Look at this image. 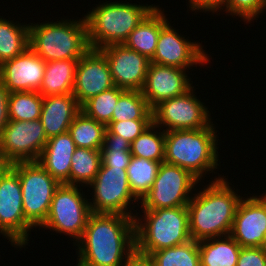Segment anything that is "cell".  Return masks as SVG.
Here are the masks:
<instances>
[{"label":"cell","mask_w":266,"mask_h":266,"mask_svg":"<svg viewBox=\"0 0 266 266\" xmlns=\"http://www.w3.org/2000/svg\"><path fill=\"white\" fill-rule=\"evenodd\" d=\"M135 216L92 213L80 240L81 266H124L135 254Z\"/></svg>","instance_id":"6da1fadb"},{"label":"cell","mask_w":266,"mask_h":266,"mask_svg":"<svg viewBox=\"0 0 266 266\" xmlns=\"http://www.w3.org/2000/svg\"><path fill=\"white\" fill-rule=\"evenodd\" d=\"M219 176L187 204L191 239L200 241L230 235L241 197Z\"/></svg>","instance_id":"7a4b0ae2"},{"label":"cell","mask_w":266,"mask_h":266,"mask_svg":"<svg viewBox=\"0 0 266 266\" xmlns=\"http://www.w3.org/2000/svg\"><path fill=\"white\" fill-rule=\"evenodd\" d=\"M213 125L202 129L166 131L164 162L189 171L199 181L217 169L219 139Z\"/></svg>","instance_id":"3957f363"},{"label":"cell","mask_w":266,"mask_h":266,"mask_svg":"<svg viewBox=\"0 0 266 266\" xmlns=\"http://www.w3.org/2000/svg\"><path fill=\"white\" fill-rule=\"evenodd\" d=\"M142 213L144 217L142 215L141 219L138 213L134 217L135 253L148 257L157 250L192 240L187 206L144 210Z\"/></svg>","instance_id":"277c9868"},{"label":"cell","mask_w":266,"mask_h":266,"mask_svg":"<svg viewBox=\"0 0 266 266\" xmlns=\"http://www.w3.org/2000/svg\"><path fill=\"white\" fill-rule=\"evenodd\" d=\"M153 4L105 2L84 15L90 48L101 49L112 44H123L129 34L155 8Z\"/></svg>","instance_id":"5b68a950"},{"label":"cell","mask_w":266,"mask_h":266,"mask_svg":"<svg viewBox=\"0 0 266 266\" xmlns=\"http://www.w3.org/2000/svg\"><path fill=\"white\" fill-rule=\"evenodd\" d=\"M29 48L46 62L79 60L90 49L85 18L29 24Z\"/></svg>","instance_id":"8992f818"},{"label":"cell","mask_w":266,"mask_h":266,"mask_svg":"<svg viewBox=\"0 0 266 266\" xmlns=\"http://www.w3.org/2000/svg\"><path fill=\"white\" fill-rule=\"evenodd\" d=\"M12 168L17 172L21 190L25 219L34 227L45 222L60 183L53 178L38 161L16 162Z\"/></svg>","instance_id":"52a82bcc"},{"label":"cell","mask_w":266,"mask_h":266,"mask_svg":"<svg viewBox=\"0 0 266 266\" xmlns=\"http://www.w3.org/2000/svg\"><path fill=\"white\" fill-rule=\"evenodd\" d=\"M79 185L60 184L51 201L45 222L40 226L57 233H63L78 242L83 235L91 212V207Z\"/></svg>","instance_id":"ba28073f"},{"label":"cell","mask_w":266,"mask_h":266,"mask_svg":"<svg viewBox=\"0 0 266 266\" xmlns=\"http://www.w3.org/2000/svg\"><path fill=\"white\" fill-rule=\"evenodd\" d=\"M199 180L189 171L177 166L162 162L153 186L139 202L141 209L154 210L187 206ZM190 194V195H189Z\"/></svg>","instance_id":"9c48e42d"},{"label":"cell","mask_w":266,"mask_h":266,"mask_svg":"<svg viewBox=\"0 0 266 266\" xmlns=\"http://www.w3.org/2000/svg\"><path fill=\"white\" fill-rule=\"evenodd\" d=\"M126 169L107 167L101 162L95 179L88 185L94 190V195L90 199L93 203L89 202L92 213L136 216L128 210L131 201L139 200L130 190Z\"/></svg>","instance_id":"30bf717a"},{"label":"cell","mask_w":266,"mask_h":266,"mask_svg":"<svg viewBox=\"0 0 266 266\" xmlns=\"http://www.w3.org/2000/svg\"><path fill=\"white\" fill-rule=\"evenodd\" d=\"M32 228L25 219L19 176L11 168L0 178V234L11 246L23 248L28 244Z\"/></svg>","instance_id":"8fae6325"},{"label":"cell","mask_w":266,"mask_h":266,"mask_svg":"<svg viewBox=\"0 0 266 266\" xmlns=\"http://www.w3.org/2000/svg\"><path fill=\"white\" fill-rule=\"evenodd\" d=\"M194 86L185 94L164 100L152 109L153 123L169 130L202 129L210 126L209 110L194 94Z\"/></svg>","instance_id":"7c38bea8"},{"label":"cell","mask_w":266,"mask_h":266,"mask_svg":"<svg viewBox=\"0 0 266 266\" xmlns=\"http://www.w3.org/2000/svg\"><path fill=\"white\" fill-rule=\"evenodd\" d=\"M47 140L40 119L9 120L0 134L2 150L12 163L38 161Z\"/></svg>","instance_id":"4fadbf2b"},{"label":"cell","mask_w":266,"mask_h":266,"mask_svg":"<svg viewBox=\"0 0 266 266\" xmlns=\"http://www.w3.org/2000/svg\"><path fill=\"white\" fill-rule=\"evenodd\" d=\"M169 24L168 21L160 30L156 51L150 59L151 63L191 69L193 65L203 66L210 61L200 42L198 44L185 39Z\"/></svg>","instance_id":"5bb4252c"},{"label":"cell","mask_w":266,"mask_h":266,"mask_svg":"<svg viewBox=\"0 0 266 266\" xmlns=\"http://www.w3.org/2000/svg\"><path fill=\"white\" fill-rule=\"evenodd\" d=\"M114 86L105 54L100 49L90 48L78 60L76 67L72 93L79 105Z\"/></svg>","instance_id":"9a60e30c"},{"label":"cell","mask_w":266,"mask_h":266,"mask_svg":"<svg viewBox=\"0 0 266 266\" xmlns=\"http://www.w3.org/2000/svg\"><path fill=\"white\" fill-rule=\"evenodd\" d=\"M230 236L241 247H264L266 243V192L241 199Z\"/></svg>","instance_id":"2e32d148"},{"label":"cell","mask_w":266,"mask_h":266,"mask_svg":"<svg viewBox=\"0 0 266 266\" xmlns=\"http://www.w3.org/2000/svg\"><path fill=\"white\" fill-rule=\"evenodd\" d=\"M107 59L116 87L141 91L150 60L123 44H112L100 49Z\"/></svg>","instance_id":"e0dca14e"},{"label":"cell","mask_w":266,"mask_h":266,"mask_svg":"<svg viewBox=\"0 0 266 266\" xmlns=\"http://www.w3.org/2000/svg\"><path fill=\"white\" fill-rule=\"evenodd\" d=\"M186 71L150 62L141 92L151 109L164 100L185 94L193 87Z\"/></svg>","instance_id":"ac0fdd59"},{"label":"cell","mask_w":266,"mask_h":266,"mask_svg":"<svg viewBox=\"0 0 266 266\" xmlns=\"http://www.w3.org/2000/svg\"><path fill=\"white\" fill-rule=\"evenodd\" d=\"M47 62L28 48L0 65V80L9 93L39 92Z\"/></svg>","instance_id":"d6986e66"},{"label":"cell","mask_w":266,"mask_h":266,"mask_svg":"<svg viewBox=\"0 0 266 266\" xmlns=\"http://www.w3.org/2000/svg\"><path fill=\"white\" fill-rule=\"evenodd\" d=\"M80 111L81 106L73 93L43 96L40 120L47 138L68 132Z\"/></svg>","instance_id":"ffe728a7"},{"label":"cell","mask_w":266,"mask_h":266,"mask_svg":"<svg viewBox=\"0 0 266 266\" xmlns=\"http://www.w3.org/2000/svg\"><path fill=\"white\" fill-rule=\"evenodd\" d=\"M75 149L69 132L50 137L38 162L60 184L70 185L71 158Z\"/></svg>","instance_id":"44dd1931"},{"label":"cell","mask_w":266,"mask_h":266,"mask_svg":"<svg viewBox=\"0 0 266 266\" xmlns=\"http://www.w3.org/2000/svg\"><path fill=\"white\" fill-rule=\"evenodd\" d=\"M167 22L163 11L156 6L129 34L123 45L150 60L156 51L160 30Z\"/></svg>","instance_id":"7402d4cb"},{"label":"cell","mask_w":266,"mask_h":266,"mask_svg":"<svg viewBox=\"0 0 266 266\" xmlns=\"http://www.w3.org/2000/svg\"><path fill=\"white\" fill-rule=\"evenodd\" d=\"M77 63L76 59L47 62L39 93L42 96L72 93Z\"/></svg>","instance_id":"603a6c76"},{"label":"cell","mask_w":266,"mask_h":266,"mask_svg":"<svg viewBox=\"0 0 266 266\" xmlns=\"http://www.w3.org/2000/svg\"><path fill=\"white\" fill-rule=\"evenodd\" d=\"M201 266H237L241 246L230 236L198 241Z\"/></svg>","instance_id":"cb8c5ba5"},{"label":"cell","mask_w":266,"mask_h":266,"mask_svg":"<svg viewBox=\"0 0 266 266\" xmlns=\"http://www.w3.org/2000/svg\"><path fill=\"white\" fill-rule=\"evenodd\" d=\"M0 18V65L29 48V24Z\"/></svg>","instance_id":"d4e9b609"},{"label":"cell","mask_w":266,"mask_h":266,"mask_svg":"<svg viewBox=\"0 0 266 266\" xmlns=\"http://www.w3.org/2000/svg\"><path fill=\"white\" fill-rule=\"evenodd\" d=\"M68 132L76 147L101 150L106 125L80 111L71 123Z\"/></svg>","instance_id":"484cf974"},{"label":"cell","mask_w":266,"mask_h":266,"mask_svg":"<svg viewBox=\"0 0 266 266\" xmlns=\"http://www.w3.org/2000/svg\"><path fill=\"white\" fill-rule=\"evenodd\" d=\"M160 165L161 162L132 156L126 169L127 178L131 192L139 201L144 198L153 186Z\"/></svg>","instance_id":"4316f807"},{"label":"cell","mask_w":266,"mask_h":266,"mask_svg":"<svg viewBox=\"0 0 266 266\" xmlns=\"http://www.w3.org/2000/svg\"><path fill=\"white\" fill-rule=\"evenodd\" d=\"M101 165V150L76 147L71 158L70 185L88 186Z\"/></svg>","instance_id":"83f0119b"},{"label":"cell","mask_w":266,"mask_h":266,"mask_svg":"<svg viewBox=\"0 0 266 266\" xmlns=\"http://www.w3.org/2000/svg\"><path fill=\"white\" fill-rule=\"evenodd\" d=\"M148 259L154 266H201L199 245L195 240L157 250Z\"/></svg>","instance_id":"f1b7e54d"},{"label":"cell","mask_w":266,"mask_h":266,"mask_svg":"<svg viewBox=\"0 0 266 266\" xmlns=\"http://www.w3.org/2000/svg\"><path fill=\"white\" fill-rule=\"evenodd\" d=\"M158 127L152 122L130 144L132 156L141 157L156 162H164L165 131L158 132ZM155 130V131H154Z\"/></svg>","instance_id":"f546056e"},{"label":"cell","mask_w":266,"mask_h":266,"mask_svg":"<svg viewBox=\"0 0 266 266\" xmlns=\"http://www.w3.org/2000/svg\"><path fill=\"white\" fill-rule=\"evenodd\" d=\"M43 96L36 91L9 93V120L32 121L40 119Z\"/></svg>","instance_id":"4dcf8cb0"},{"label":"cell","mask_w":266,"mask_h":266,"mask_svg":"<svg viewBox=\"0 0 266 266\" xmlns=\"http://www.w3.org/2000/svg\"><path fill=\"white\" fill-rule=\"evenodd\" d=\"M152 119V109L139 90H125L114 107L111 121Z\"/></svg>","instance_id":"1f68e13d"},{"label":"cell","mask_w":266,"mask_h":266,"mask_svg":"<svg viewBox=\"0 0 266 266\" xmlns=\"http://www.w3.org/2000/svg\"><path fill=\"white\" fill-rule=\"evenodd\" d=\"M125 89L112 87L102 93L87 100L82 106L81 111L97 122L106 126L111 122L112 113L116 106L119 96Z\"/></svg>","instance_id":"d6a6232c"},{"label":"cell","mask_w":266,"mask_h":266,"mask_svg":"<svg viewBox=\"0 0 266 266\" xmlns=\"http://www.w3.org/2000/svg\"><path fill=\"white\" fill-rule=\"evenodd\" d=\"M266 9V0H227L226 13L251 22Z\"/></svg>","instance_id":"836d02e7"},{"label":"cell","mask_w":266,"mask_h":266,"mask_svg":"<svg viewBox=\"0 0 266 266\" xmlns=\"http://www.w3.org/2000/svg\"><path fill=\"white\" fill-rule=\"evenodd\" d=\"M152 119L111 121L106 126V133H112L133 142L151 123Z\"/></svg>","instance_id":"e575fe53"},{"label":"cell","mask_w":266,"mask_h":266,"mask_svg":"<svg viewBox=\"0 0 266 266\" xmlns=\"http://www.w3.org/2000/svg\"><path fill=\"white\" fill-rule=\"evenodd\" d=\"M237 266H266L265 247H241Z\"/></svg>","instance_id":"d590c367"},{"label":"cell","mask_w":266,"mask_h":266,"mask_svg":"<svg viewBox=\"0 0 266 266\" xmlns=\"http://www.w3.org/2000/svg\"><path fill=\"white\" fill-rule=\"evenodd\" d=\"M131 158L130 150H101V162L107 167L127 168Z\"/></svg>","instance_id":"8d00e7d4"},{"label":"cell","mask_w":266,"mask_h":266,"mask_svg":"<svg viewBox=\"0 0 266 266\" xmlns=\"http://www.w3.org/2000/svg\"><path fill=\"white\" fill-rule=\"evenodd\" d=\"M189 8L192 11H202V12H217V10L226 11L227 0H189ZM223 7V8H222Z\"/></svg>","instance_id":"74e56055"},{"label":"cell","mask_w":266,"mask_h":266,"mask_svg":"<svg viewBox=\"0 0 266 266\" xmlns=\"http://www.w3.org/2000/svg\"><path fill=\"white\" fill-rule=\"evenodd\" d=\"M130 142L112 133H105L101 150H130Z\"/></svg>","instance_id":"f35d334b"},{"label":"cell","mask_w":266,"mask_h":266,"mask_svg":"<svg viewBox=\"0 0 266 266\" xmlns=\"http://www.w3.org/2000/svg\"><path fill=\"white\" fill-rule=\"evenodd\" d=\"M8 100L9 92L0 80V134L9 122Z\"/></svg>","instance_id":"ab89813d"},{"label":"cell","mask_w":266,"mask_h":266,"mask_svg":"<svg viewBox=\"0 0 266 266\" xmlns=\"http://www.w3.org/2000/svg\"><path fill=\"white\" fill-rule=\"evenodd\" d=\"M124 266H154L148 257L135 253Z\"/></svg>","instance_id":"60d3db41"},{"label":"cell","mask_w":266,"mask_h":266,"mask_svg":"<svg viewBox=\"0 0 266 266\" xmlns=\"http://www.w3.org/2000/svg\"><path fill=\"white\" fill-rule=\"evenodd\" d=\"M12 164L3 152L0 142V178L12 168Z\"/></svg>","instance_id":"b9f144b4"}]
</instances>
